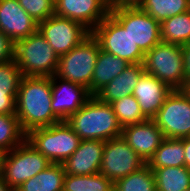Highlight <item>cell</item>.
Listing matches in <instances>:
<instances>
[{"label":"cell","instance_id":"obj_1","mask_svg":"<svg viewBox=\"0 0 190 191\" xmlns=\"http://www.w3.org/2000/svg\"><path fill=\"white\" fill-rule=\"evenodd\" d=\"M51 77L24 76L18 89L15 115L21 130L48 127L61 120L53 113Z\"/></svg>","mask_w":190,"mask_h":191},{"label":"cell","instance_id":"obj_2","mask_svg":"<svg viewBox=\"0 0 190 191\" xmlns=\"http://www.w3.org/2000/svg\"><path fill=\"white\" fill-rule=\"evenodd\" d=\"M66 122L81 140H103L120 137V126L115 112L109 103L92 96Z\"/></svg>","mask_w":190,"mask_h":191},{"label":"cell","instance_id":"obj_3","mask_svg":"<svg viewBox=\"0 0 190 191\" xmlns=\"http://www.w3.org/2000/svg\"><path fill=\"white\" fill-rule=\"evenodd\" d=\"M14 60L23 76L52 77L59 57L37 30L15 43Z\"/></svg>","mask_w":190,"mask_h":191},{"label":"cell","instance_id":"obj_4","mask_svg":"<svg viewBox=\"0 0 190 191\" xmlns=\"http://www.w3.org/2000/svg\"><path fill=\"white\" fill-rule=\"evenodd\" d=\"M109 14L129 32L134 43L144 54L162 42L160 22L135 3L113 4Z\"/></svg>","mask_w":190,"mask_h":191},{"label":"cell","instance_id":"obj_5","mask_svg":"<svg viewBox=\"0 0 190 191\" xmlns=\"http://www.w3.org/2000/svg\"><path fill=\"white\" fill-rule=\"evenodd\" d=\"M26 140L52 163H63L81 142L66 121L30 130L26 134Z\"/></svg>","mask_w":190,"mask_h":191},{"label":"cell","instance_id":"obj_6","mask_svg":"<svg viewBox=\"0 0 190 191\" xmlns=\"http://www.w3.org/2000/svg\"><path fill=\"white\" fill-rule=\"evenodd\" d=\"M143 65L146 73L172 90H184L187 78L182 46L161 42L145 54Z\"/></svg>","mask_w":190,"mask_h":191},{"label":"cell","instance_id":"obj_7","mask_svg":"<svg viewBox=\"0 0 190 191\" xmlns=\"http://www.w3.org/2000/svg\"><path fill=\"white\" fill-rule=\"evenodd\" d=\"M99 51V42L90 34L75 48L59 57L55 75L89 89Z\"/></svg>","mask_w":190,"mask_h":191},{"label":"cell","instance_id":"obj_8","mask_svg":"<svg viewBox=\"0 0 190 191\" xmlns=\"http://www.w3.org/2000/svg\"><path fill=\"white\" fill-rule=\"evenodd\" d=\"M49 161L38 152L26 139L14 149L5 152L2 178L15 190L26 180L36 176L47 168Z\"/></svg>","mask_w":190,"mask_h":191},{"label":"cell","instance_id":"obj_9","mask_svg":"<svg viewBox=\"0 0 190 191\" xmlns=\"http://www.w3.org/2000/svg\"><path fill=\"white\" fill-rule=\"evenodd\" d=\"M91 34L101 50L126 60L129 64H143L145 54L134 43L125 29L108 14Z\"/></svg>","mask_w":190,"mask_h":191},{"label":"cell","instance_id":"obj_10","mask_svg":"<svg viewBox=\"0 0 190 191\" xmlns=\"http://www.w3.org/2000/svg\"><path fill=\"white\" fill-rule=\"evenodd\" d=\"M152 120L165 138L190 137V96L184 90H172Z\"/></svg>","mask_w":190,"mask_h":191},{"label":"cell","instance_id":"obj_11","mask_svg":"<svg viewBox=\"0 0 190 191\" xmlns=\"http://www.w3.org/2000/svg\"><path fill=\"white\" fill-rule=\"evenodd\" d=\"M146 164L122 136L105 141L100 173L113 183Z\"/></svg>","mask_w":190,"mask_h":191},{"label":"cell","instance_id":"obj_12","mask_svg":"<svg viewBox=\"0 0 190 191\" xmlns=\"http://www.w3.org/2000/svg\"><path fill=\"white\" fill-rule=\"evenodd\" d=\"M37 30L58 57L68 53L91 34L81 23L55 14L38 23Z\"/></svg>","mask_w":190,"mask_h":191},{"label":"cell","instance_id":"obj_13","mask_svg":"<svg viewBox=\"0 0 190 191\" xmlns=\"http://www.w3.org/2000/svg\"><path fill=\"white\" fill-rule=\"evenodd\" d=\"M107 0H55L54 14L81 23L90 32L110 13Z\"/></svg>","mask_w":190,"mask_h":191},{"label":"cell","instance_id":"obj_14","mask_svg":"<svg viewBox=\"0 0 190 191\" xmlns=\"http://www.w3.org/2000/svg\"><path fill=\"white\" fill-rule=\"evenodd\" d=\"M51 82V108L61 121H66L92 97L86 87L64 80L56 75L51 77Z\"/></svg>","mask_w":190,"mask_h":191},{"label":"cell","instance_id":"obj_15","mask_svg":"<svg viewBox=\"0 0 190 191\" xmlns=\"http://www.w3.org/2000/svg\"><path fill=\"white\" fill-rule=\"evenodd\" d=\"M121 136L146 163L165 139L152 119L122 128Z\"/></svg>","mask_w":190,"mask_h":191},{"label":"cell","instance_id":"obj_16","mask_svg":"<svg viewBox=\"0 0 190 191\" xmlns=\"http://www.w3.org/2000/svg\"><path fill=\"white\" fill-rule=\"evenodd\" d=\"M38 29V23L19 5L17 0H0V31L16 43Z\"/></svg>","mask_w":190,"mask_h":191},{"label":"cell","instance_id":"obj_17","mask_svg":"<svg viewBox=\"0 0 190 191\" xmlns=\"http://www.w3.org/2000/svg\"><path fill=\"white\" fill-rule=\"evenodd\" d=\"M105 141L81 140L77 150L62 164L66 174L83 176L100 172Z\"/></svg>","mask_w":190,"mask_h":191},{"label":"cell","instance_id":"obj_18","mask_svg":"<svg viewBox=\"0 0 190 191\" xmlns=\"http://www.w3.org/2000/svg\"><path fill=\"white\" fill-rule=\"evenodd\" d=\"M171 92L172 89L164 82L144 72L134 87L132 95L138 101L143 115L147 119H152Z\"/></svg>","mask_w":190,"mask_h":191},{"label":"cell","instance_id":"obj_19","mask_svg":"<svg viewBox=\"0 0 190 191\" xmlns=\"http://www.w3.org/2000/svg\"><path fill=\"white\" fill-rule=\"evenodd\" d=\"M143 64H130L123 72L110 81L95 96L104 103L112 102L133 93L140 76L144 73Z\"/></svg>","mask_w":190,"mask_h":191},{"label":"cell","instance_id":"obj_20","mask_svg":"<svg viewBox=\"0 0 190 191\" xmlns=\"http://www.w3.org/2000/svg\"><path fill=\"white\" fill-rule=\"evenodd\" d=\"M129 65L126 60L100 49L94 68L92 84L88 89L91 95L95 96Z\"/></svg>","mask_w":190,"mask_h":191},{"label":"cell","instance_id":"obj_21","mask_svg":"<svg viewBox=\"0 0 190 191\" xmlns=\"http://www.w3.org/2000/svg\"><path fill=\"white\" fill-rule=\"evenodd\" d=\"M65 175L66 172L61 163H52L14 191H61L64 189Z\"/></svg>","mask_w":190,"mask_h":191},{"label":"cell","instance_id":"obj_22","mask_svg":"<svg viewBox=\"0 0 190 191\" xmlns=\"http://www.w3.org/2000/svg\"><path fill=\"white\" fill-rule=\"evenodd\" d=\"M147 165L152 171L156 168L185 166L183 138H165Z\"/></svg>","mask_w":190,"mask_h":191},{"label":"cell","instance_id":"obj_23","mask_svg":"<svg viewBox=\"0 0 190 191\" xmlns=\"http://www.w3.org/2000/svg\"><path fill=\"white\" fill-rule=\"evenodd\" d=\"M160 28L162 42L180 46L190 43V10L165 19Z\"/></svg>","mask_w":190,"mask_h":191},{"label":"cell","instance_id":"obj_24","mask_svg":"<svg viewBox=\"0 0 190 191\" xmlns=\"http://www.w3.org/2000/svg\"><path fill=\"white\" fill-rule=\"evenodd\" d=\"M157 191H184L190 188V169L186 166L156 168Z\"/></svg>","mask_w":190,"mask_h":191},{"label":"cell","instance_id":"obj_25","mask_svg":"<svg viewBox=\"0 0 190 191\" xmlns=\"http://www.w3.org/2000/svg\"><path fill=\"white\" fill-rule=\"evenodd\" d=\"M134 3L160 23L190 10V0H136Z\"/></svg>","mask_w":190,"mask_h":191},{"label":"cell","instance_id":"obj_26","mask_svg":"<svg viewBox=\"0 0 190 191\" xmlns=\"http://www.w3.org/2000/svg\"><path fill=\"white\" fill-rule=\"evenodd\" d=\"M64 189L66 191H114V183L100 172L83 176L66 174Z\"/></svg>","mask_w":190,"mask_h":191},{"label":"cell","instance_id":"obj_27","mask_svg":"<svg viewBox=\"0 0 190 191\" xmlns=\"http://www.w3.org/2000/svg\"><path fill=\"white\" fill-rule=\"evenodd\" d=\"M114 191H157L152 169L146 164L140 170L117 180Z\"/></svg>","mask_w":190,"mask_h":191},{"label":"cell","instance_id":"obj_28","mask_svg":"<svg viewBox=\"0 0 190 191\" xmlns=\"http://www.w3.org/2000/svg\"><path fill=\"white\" fill-rule=\"evenodd\" d=\"M111 106L122 128L147 120L140 110L138 101L132 94L112 102Z\"/></svg>","mask_w":190,"mask_h":191},{"label":"cell","instance_id":"obj_29","mask_svg":"<svg viewBox=\"0 0 190 191\" xmlns=\"http://www.w3.org/2000/svg\"><path fill=\"white\" fill-rule=\"evenodd\" d=\"M26 139L16 115L0 114V149L7 152Z\"/></svg>","mask_w":190,"mask_h":191},{"label":"cell","instance_id":"obj_30","mask_svg":"<svg viewBox=\"0 0 190 191\" xmlns=\"http://www.w3.org/2000/svg\"><path fill=\"white\" fill-rule=\"evenodd\" d=\"M23 77L15 60L0 64V90L9 91L16 98Z\"/></svg>","mask_w":190,"mask_h":191},{"label":"cell","instance_id":"obj_31","mask_svg":"<svg viewBox=\"0 0 190 191\" xmlns=\"http://www.w3.org/2000/svg\"><path fill=\"white\" fill-rule=\"evenodd\" d=\"M19 5L40 23L54 15L55 0H17Z\"/></svg>","mask_w":190,"mask_h":191},{"label":"cell","instance_id":"obj_32","mask_svg":"<svg viewBox=\"0 0 190 191\" xmlns=\"http://www.w3.org/2000/svg\"><path fill=\"white\" fill-rule=\"evenodd\" d=\"M15 43L0 31V64L14 60Z\"/></svg>","mask_w":190,"mask_h":191},{"label":"cell","instance_id":"obj_33","mask_svg":"<svg viewBox=\"0 0 190 191\" xmlns=\"http://www.w3.org/2000/svg\"><path fill=\"white\" fill-rule=\"evenodd\" d=\"M16 98L9 92L0 90V114L15 115Z\"/></svg>","mask_w":190,"mask_h":191},{"label":"cell","instance_id":"obj_34","mask_svg":"<svg viewBox=\"0 0 190 191\" xmlns=\"http://www.w3.org/2000/svg\"><path fill=\"white\" fill-rule=\"evenodd\" d=\"M187 81L190 80V43L182 46Z\"/></svg>","mask_w":190,"mask_h":191},{"label":"cell","instance_id":"obj_35","mask_svg":"<svg viewBox=\"0 0 190 191\" xmlns=\"http://www.w3.org/2000/svg\"><path fill=\"white\" fill-rule=\"evenodd\" d=\"M185 166L190 169V137L183 138Z\"/></svg>","mask_w":190,"mask_h":191},{"label":"cell","instance_id":"obj_36","mask_svg":"<svg viewBox=\"0 0 190 191\" xmlns=\"http://www.w3.org/2000/svg\"><path fill=\"white\" fill-rule=\"evenodd\" d=\"M0 191H14L0 176Z\"/></svg>","mask_w":190,"mask_h":191},{"label":"cell","instance_id":"obj_37","mask_svg":"<svg viewBox=\"0 0 190 191\" xmlns=\"http://www.w3.org/2000/svg\"><path fill=\"white\" fill-rule=\"evenodd\" d=\"M4 156H5V151H3V150L0 149V176H2Z\"/></svg>","mask_w":190,"mask_h":191},{"label":"cell","instance_id":"obj_38","mask_svg":"<svg viewBox=\"0 0 190 191\" xmlns=\"http://www.w3.org/2000/svg\"><path fill=\"white\" fill-rule=\"evenodd\" d=\"M184 91L190 96V80L187 81Z\"/></svg>","mask_w":190,"mask_h":191},{"label":"cell","instance_id":"obj_39","mask_svg":"<svg viewBox=\"0 0 190 191\" xmlns=\"http://www.w3.org/2000/svg\"><path fill=\"white\" fill-rule=\"evenodd\" d=\"M111 5L117 4V3H123V0H107Z\"/></svg>","mask_w":190,"mask_h":191},{"label":"cell","instance_id":"obj_40","mask_svg":"<svg viewBox=\"0 0 190 191\" xmlns=\"http://www.w3.org/2000/svg\"><path fill=\"white\" fill-rule=\"evenodd\" d=\"M136 0H123V3H134Z\"/></svg>","mask_w":190,"mask_h":191}]
</instances>
